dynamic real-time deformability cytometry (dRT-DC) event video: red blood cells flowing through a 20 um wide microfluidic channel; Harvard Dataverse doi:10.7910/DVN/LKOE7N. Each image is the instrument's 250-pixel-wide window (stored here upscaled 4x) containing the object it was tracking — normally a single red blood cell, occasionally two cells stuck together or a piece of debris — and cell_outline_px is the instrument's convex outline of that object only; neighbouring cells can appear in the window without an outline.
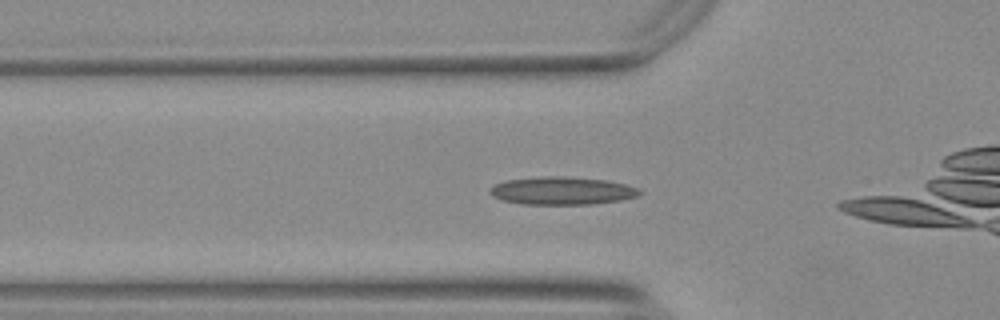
{"species": "Egyptian fruit bat (a non-hibernating species)", "species_latin": "Rousettus aegyptiacus", "temperature_condition": "warm", "stored_images_in_passage": 10, "camera_frame_rate_fps": 3000, "um_per_image_px": 0.085, "animal": {"sex": "female"}, "frame": {"image": 1, "passage_image": 5, "time_ms": 1.333, "image_size_px": [1000, 320], "cell_outline_px": [[644, 192], [640, 196], [620, 200], [592, 204], [520, 204], [504, 200], [492, 196], [488, 192], [496, 184], [504, 180], [544, 176], [564, 176], [604, 180], [624, 184], [640, 188]], "centroid_in_image_um": [47.8, 16.21], "position_along_channel_um": 78.0, "area_um2": 24.33}}
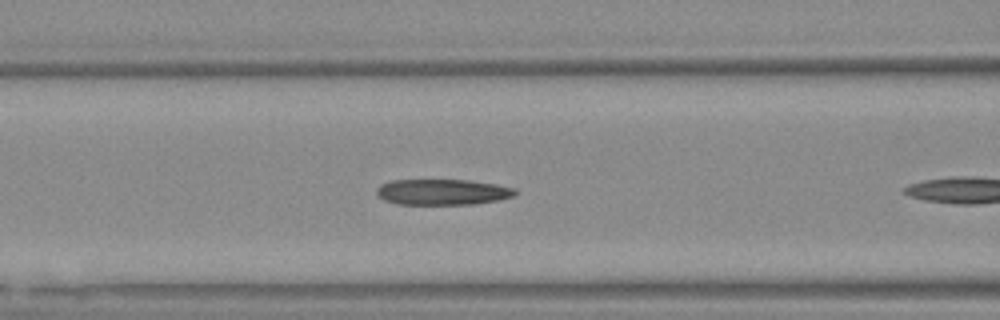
{"frame": {"image": 2, "passage_image": 9, "time_ms": 2.667, "image_size_px": [1000, 320], "cell_outline_px": [[516, 196], [500, 200], [476, 204], [396, 204], [384, 200], [376, 192], [376, 188], [380, 184], [392, 180], [468, 180], [496, 184], [512, 188], [516, 192]], "centroid_in_image_um": [37.61, 16.32], "position_along_channel_um": 129.0, "area_um2": 20.87}}